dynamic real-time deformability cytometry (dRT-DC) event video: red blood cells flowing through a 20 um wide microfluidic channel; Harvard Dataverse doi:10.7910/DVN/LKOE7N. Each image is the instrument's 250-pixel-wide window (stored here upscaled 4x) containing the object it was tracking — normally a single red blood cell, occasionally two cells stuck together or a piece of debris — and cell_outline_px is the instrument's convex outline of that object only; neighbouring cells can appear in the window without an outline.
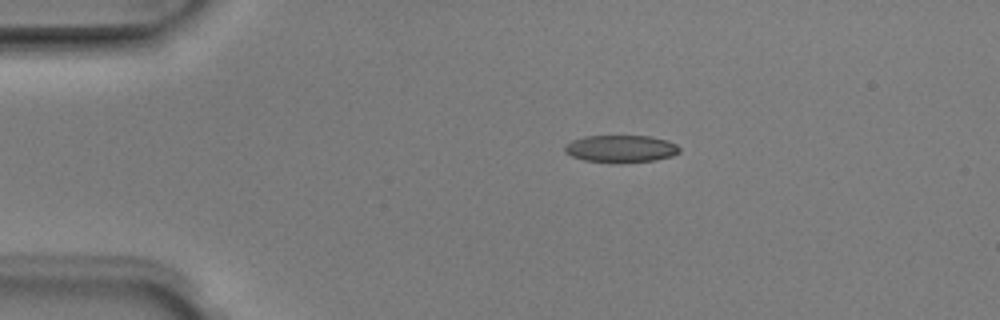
{"species": "Egyptian fruit bat (a non-hibernating species)", "species_latin": "Rousettus aegyptiacus", "temperature_condition": "room temperature", "stored_images_in_passage": 2, "camera_frame_rate_fps": 3000, "um_per_image_px": 0.085, "animal": {"sex": "male"}, "frame": {"image": 1, "passage_image": 1, "time_ms": 0.0, "image_size_px": [1000, 320], "cell_outline_px": [[680, 152], [672, 156], [656, 160], [584, 160], [572, 156], [564, 152], [564, 144], [572, 140], [584, 136], [652, 136], [668, 140], [676, 144], [680, 148]], "centroid_in_image_um": [52.78, 12.59], "position_along_channel_um": 32.2, "area_um2": 17.63}}